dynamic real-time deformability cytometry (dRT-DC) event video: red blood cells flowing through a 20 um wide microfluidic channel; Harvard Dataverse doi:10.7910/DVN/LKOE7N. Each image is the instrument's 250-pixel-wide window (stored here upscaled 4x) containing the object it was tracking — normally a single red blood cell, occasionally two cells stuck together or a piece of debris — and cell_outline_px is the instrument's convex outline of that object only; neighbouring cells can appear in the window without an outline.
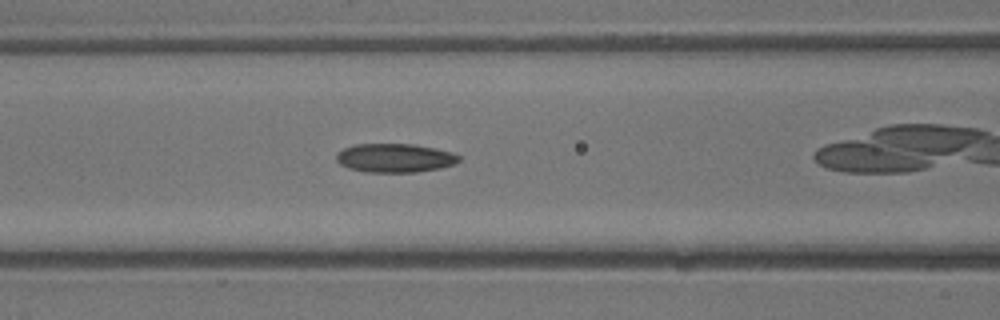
{"species": "common noctule bat (a hibernating species)", "species_latin": "Nyctalus noctula", "temperature_condition": "warm", "stored_images_in_passage": 13, "camera_frame_rate_fps": 3000, "um_per_image_px": 0.085, "animal": {"sex": "male", "body_mass_g": 13.3}, "frame": {"image": 1, "passage_image": 6, "time_ms": 1.667, "image_size_px": [1000, 320], "cell_outline_px": [[460, 160], [456, 164], [440, 168], [416, 172], [364, 172], [348, 168], [340, 164], [336, 160], [336, 152], [344, 148], [356, 144], [416, 144], [436, 148], [452, 152], [460, 156]], "centroid_in_image_um": [33.57, 13.42], "position_along_channel_um": 133.0, "area_um2": 20.81}}